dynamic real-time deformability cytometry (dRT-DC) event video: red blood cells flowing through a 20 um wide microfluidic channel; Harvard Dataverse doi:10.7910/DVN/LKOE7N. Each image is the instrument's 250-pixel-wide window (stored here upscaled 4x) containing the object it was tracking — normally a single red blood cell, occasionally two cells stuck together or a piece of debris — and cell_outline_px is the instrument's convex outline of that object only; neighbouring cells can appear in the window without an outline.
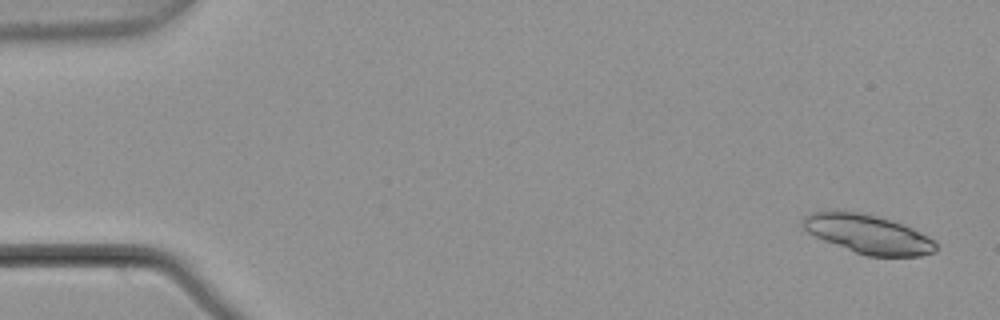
{"species": "common noctule bat (a hibernating species)", "species_latin": "Nyctalus noctula", "temperature_condition": "warm", "stored_images_in_passage": 5, "segment_of_instrument_passage": [1, 2], "camera_frame_rate_fps": 3000, "um_per_image_px": 0.085, "animal": {"sex": "male", "body_mass_g": 21.5, "forearm_length_mm": 52.0}, "frame": {"image": 1, "passage_image": 1, "time_ms": 0.0, "image_size_px": [1000, 320], "cell_outline_px": [[936, 252], [920, 256], [868, 256], [856, 252], [824, 240], [808, 232], [800, 224], [804, 216], [808, 212], [828, 208], [836, 208], [864, 212], [892, 220], [904, 224], [928, 236], [936, 244]], "centroid_in_image_um": [73.71, 19.83], "position_along_channel_um": 11.3, "area_um2": 30.81}}